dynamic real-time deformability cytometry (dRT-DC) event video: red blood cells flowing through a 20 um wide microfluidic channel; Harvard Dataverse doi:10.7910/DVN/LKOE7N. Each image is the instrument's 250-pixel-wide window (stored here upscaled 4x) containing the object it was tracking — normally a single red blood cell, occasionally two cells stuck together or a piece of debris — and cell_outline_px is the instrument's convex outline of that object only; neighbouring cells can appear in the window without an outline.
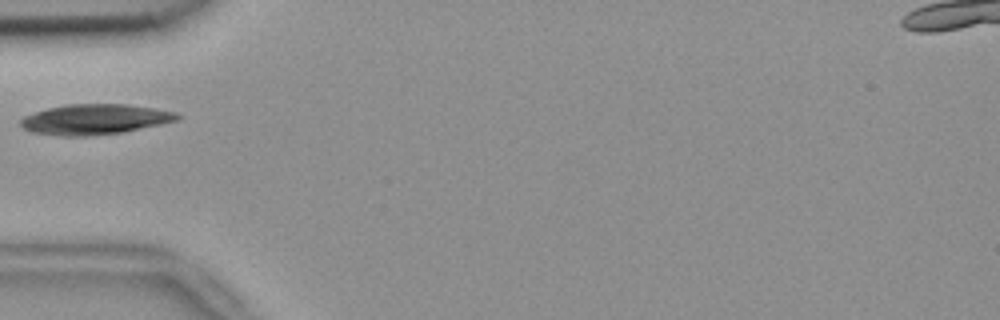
{"species": "common noctule bat (a hibernating species)", "species_latin": "Nyctalus noctula", "temperature_condition": "room temperature", "stored_images_in_passage": 38, "camera_frame_rate_fps": 3000, "um_per_image_px": 0.085, "animal": {"sex": "female", "body_mass_g": 18.4}, "frame": {"image": 1, "passage_image": 1, "time_ms": 0.0, "image_size_px": [1000, 320], "cell_outline_px": [[184, 116], [176, 120], [160, 124], [124, 132], [92, 136], [60, 136], [32, 132], [24, 128], [20, 124], [20, 120], [24, 116], [48, 108], [64, 104], [128, 104], [156, 108], [176, 112]], "centroid_in_image_um": [8.08, 10.14], "position_along_channel_um": 76.9, "area_um2": 27.8}}
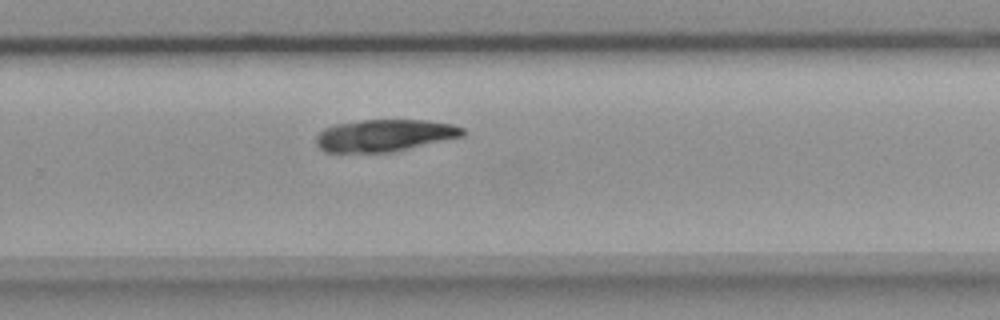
{"frame": {"image": 2, "passage_image": 19, "time_ms": 6.0, "image_size_px": [1000, 320], "cell_outline_px": [[464, 136], [392, 152], [324, 152], [316, 144], [316, 136], [324, 128], [336, 124], [364, 120], [428, 120], [452, 124], [464, 128]], "centroid_in_image_um": [32.69, 11.51], "position_along_channel_um": 297.1, "area_um2": 27.34}}
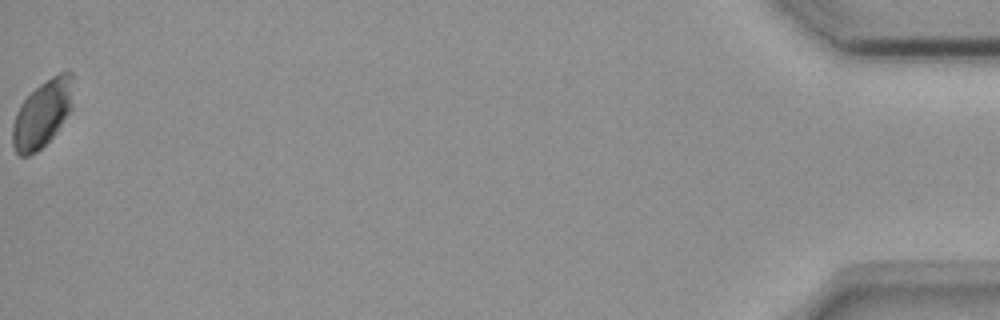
{"frame": {"image": 3, "passage_image": 38, "time_ms": 12.333, "image_size_px": [1000, 320], "cell_outline_px": [[72, 108], [56, 132], [36, 152], [28, 156], [20, 156], [16, 152], [12, 144], [12, 124], [16, 112], [20, 104], [40, 84], [52, 76], [60, 72], [72, 72]], "centroid_in_image_um": [3.58, 9.67], "position_along_channel_um": 431.6, "area_um2": 23.47}}